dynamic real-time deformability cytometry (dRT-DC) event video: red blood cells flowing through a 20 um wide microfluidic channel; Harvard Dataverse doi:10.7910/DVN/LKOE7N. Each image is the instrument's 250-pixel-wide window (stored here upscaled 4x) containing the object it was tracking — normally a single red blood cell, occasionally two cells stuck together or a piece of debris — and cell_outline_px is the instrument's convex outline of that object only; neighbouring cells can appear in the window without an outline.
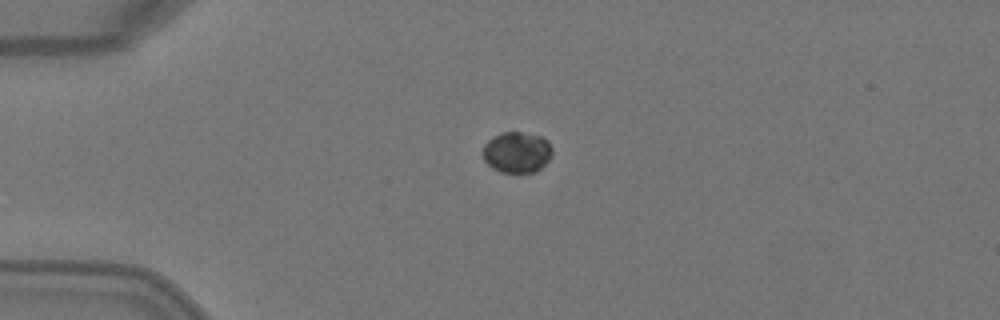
{"species": "Egyptian fruit bat (a non-hibernating species)", "species_latin": "Rousettus aegyptiacus", "temperature_condition": "warm", "stored_images_in_passage": 2, "camera_frame_rate_fps": 3000, "um_per_image_px": 0.085, "animal": {"sex": "female"}, "frame": {"image": 1, "passage_image": 1, "time_ms": 0.0, "image_size_px": [1000, 320], "cell_outline_px": [[552, 156], [536, 172], [500, 172], [492, 168], [484, 160], [484, 144], [492, 136], [500, 132], [520, 132], [540, 136], [548, 140], [552, 148]], "centroid_in_image_um": [43.94, 12.93], "position_along_channel_um": 41.1, "area_um2": 16.59}}